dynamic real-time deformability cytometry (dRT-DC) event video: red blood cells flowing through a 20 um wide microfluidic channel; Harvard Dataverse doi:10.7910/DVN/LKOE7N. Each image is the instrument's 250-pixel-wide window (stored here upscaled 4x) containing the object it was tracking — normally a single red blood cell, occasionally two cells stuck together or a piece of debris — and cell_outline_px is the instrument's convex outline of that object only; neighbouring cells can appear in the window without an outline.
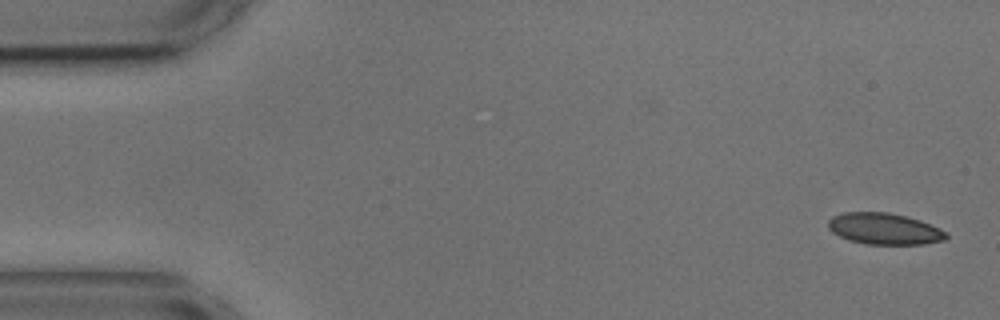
{"species": "common noctule bat (a hibernating species)", "species_latin": "Nyctalus noctula", "temperature_condition": "cold", "stored_images_in_passage": 4, "camera_frame_rate_fps": 3000, "um_per_image_px": 0.085, "animal": {"sex": "male", "body_mass_g": 17.9, "forearm_length_mm": 54.2}, "frame": {"image": 1, "passage_image": 1, "time_ms": 0.0, "image_size_px": [1000, 320], "cell_outline_px": [[948, 236], [944, 240], [924, 244], [864, 244], [848, 240], [832, 232], [828, 228], [828, 220], [832, 216], [844, 212], [888, 212], [920, 220], [940, 228], [948, 232]], "centroid_in_image_um": [75.16, 19.45], "position_along_channel_um": 9.8, "area_um2": 21.68}}